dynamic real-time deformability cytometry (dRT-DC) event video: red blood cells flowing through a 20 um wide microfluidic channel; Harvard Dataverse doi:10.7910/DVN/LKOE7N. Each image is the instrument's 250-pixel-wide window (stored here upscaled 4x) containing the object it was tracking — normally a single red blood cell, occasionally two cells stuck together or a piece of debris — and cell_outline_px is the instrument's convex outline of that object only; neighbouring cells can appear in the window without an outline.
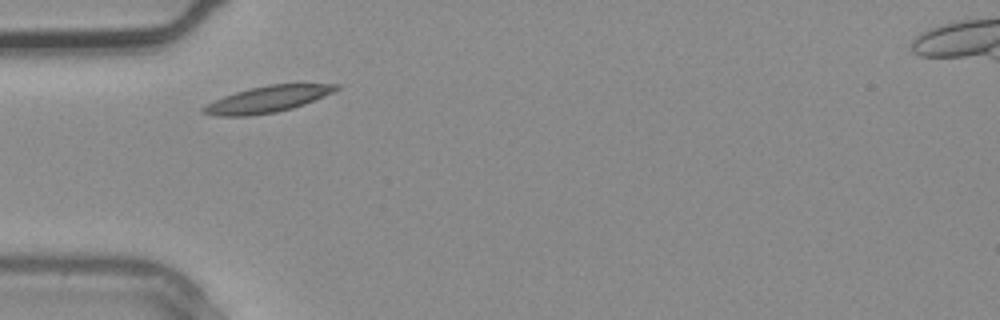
{"species": "common noctule bat (a hibernating species)", "species_latin": "Nyctalus noctula", "temperature_condition": "warm", "stored_images_in_passage": 2, "camera_frame_rate_fps": 3000, "um_per_image_px": 0.085, "animal": {"sex": "male", "body_mass_g": 20.4}, "frame": {"image": 1, "passage_image": 1, "time_ms": 0.0, "image_size_px": [1000, 320], "cell_outline_px": [[340, 88], [324, 96], [304, 104], [292, 108], [276, 112], [248, 116], [216, 116], [200, 112], [200, 108], [224, 96], [236, 92], [268, 84], [340, 84]], "centroid_in_image_um": [22.72, 8.44], "position_along_channel_um": 62.3, "area_um2": 20.17}}
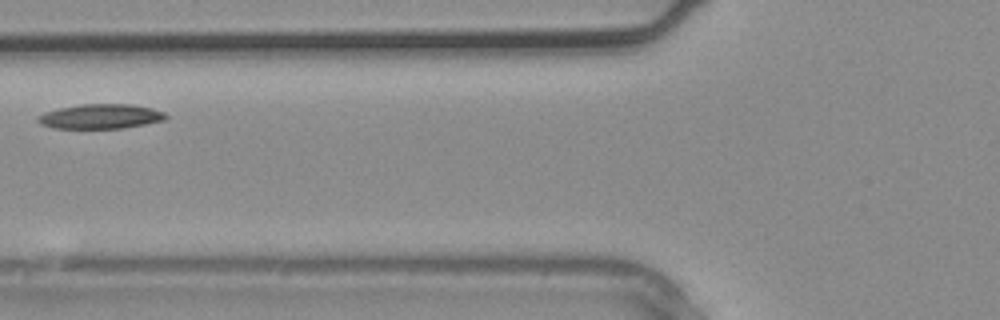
{"frame": {"image": 2, "passage_image": 2, "time_ms": 0.333, "image_size_px": [1000, 320], "cell_outline_px": [[168, 116], [164, 120], [124, 128], [52, 128], [40, 124], [36, 120], [36, 116], [44, 112], [60, 108], [80, 104], [132, 104], [152, 108], [164, 112]], "centroid_in_image_um": [8.52, 9.89], "position_along_channel_um": 117.3, "area_um2": 18.44}}